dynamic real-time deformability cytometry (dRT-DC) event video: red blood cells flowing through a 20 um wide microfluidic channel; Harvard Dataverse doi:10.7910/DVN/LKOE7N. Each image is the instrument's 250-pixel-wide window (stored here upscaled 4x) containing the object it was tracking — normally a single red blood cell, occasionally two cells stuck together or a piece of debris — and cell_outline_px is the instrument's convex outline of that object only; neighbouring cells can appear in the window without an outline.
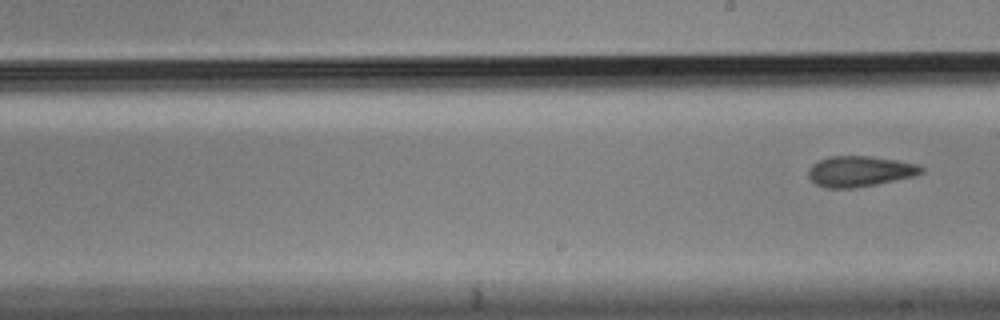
{"species": "Egyptian fruit bat (a non-hibernating species)", "species_latin": "Rousettus aegyptiacus", "temperature_condition": "cold", "stored_images_in_passage": 9, "segment_of_instrument_passage": [2, 2], "camera_frame_rate_fps": 3000, "um_per_image_px": 0.085, "animal": {"sex": "male"}, "frame": {"image": 1, "passage_image": 9, "time_ms": 2.667, "image_size_px": [1000, 320], "cell_outline_px": [[924, 172], [912, 176], [876, 184], [852, 188], [824, 188], [816, 184], [808, 176], [808, 168], [812, 164], [828, 156], [872, 156], [896, 160], [916, 164], [924, 168]], "centroid_in_image_um": [73.04, 14.55], "position_along_channel_um": 216.0, "area_um2": 20.06}}